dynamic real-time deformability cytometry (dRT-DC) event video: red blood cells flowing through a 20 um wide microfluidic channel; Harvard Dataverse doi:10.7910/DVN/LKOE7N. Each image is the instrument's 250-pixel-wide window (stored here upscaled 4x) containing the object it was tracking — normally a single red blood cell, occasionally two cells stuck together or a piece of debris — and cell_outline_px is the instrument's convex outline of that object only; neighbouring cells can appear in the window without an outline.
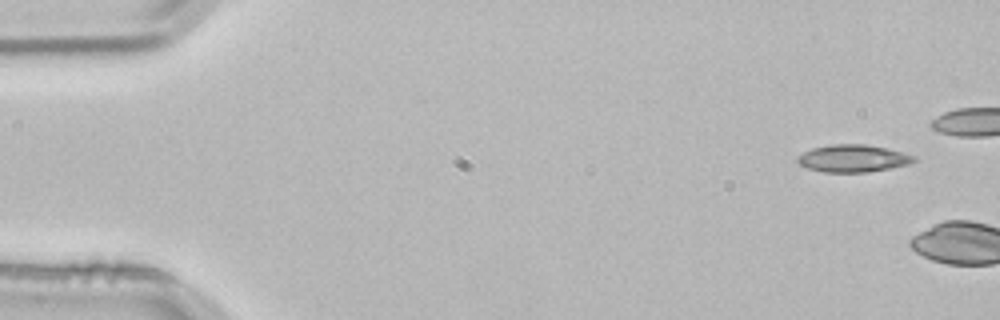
{"species": "common noctule bat (a hibernating species)", "species_latin": "Nyctalus noctula", "temperature_condition": "room temperature", "stored_images_in_passage": 3, "camera_frame_rate_fps": 3000, "um_per_image_px": 0.085, "animal": {"sex": "male", "body_mass_g": 21.5, "forearm_length_mm": 52.0}, "frame": {"image": 1, "passage_image": 1, "time_ms": 0.0, "image_size_px": [1000, 320], "cell_outline_px": [[916, 160], [908, 164], [868, 172], [824, 172], [808, 168], [800, 164], [796, 160], [796, 156], [812, 148], [832, 144], [864, 144], [904, 152], [916, 156]], "centroid_in_image_um": [72.49, 13.46], "position_along_channel_um": 12.5, "area_um2": 18.44}}